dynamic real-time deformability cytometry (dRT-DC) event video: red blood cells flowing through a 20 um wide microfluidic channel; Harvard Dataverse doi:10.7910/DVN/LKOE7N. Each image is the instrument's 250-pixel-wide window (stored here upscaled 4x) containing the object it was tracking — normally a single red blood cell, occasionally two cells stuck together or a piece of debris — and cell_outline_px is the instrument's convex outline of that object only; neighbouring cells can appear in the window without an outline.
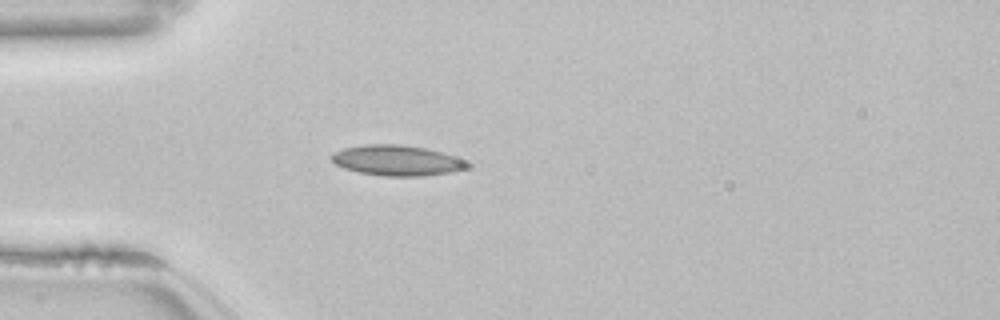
{"species": "common noctule bat (a hibernating species)", "species_latin": "Nyctalus noctula", "temperature_condition": "room temperature", "stored_images_in_passage": 37, "camera_frame_rate_fps": 3000, "um_per_image_px": 0.085, "animal": {"sex": "female", "body_mass_g": 22.7, "forearm_length_mm": 54.2}, "frame": {"image": 1, "passage_image": 1, "time_ms": 0.0, "image_size_px": [1000, 320], "cell_outline_px": [[472, 164], [464, 168], [452, 172], [424, 176], [384, 176], [360, 172], [344, 168], [336, 164], [328, 156], [344, 148], [364, 144], [404, 144], [428, 148], [468, 156]], "centroid_in_image_um": [33.91, 13.61], "position_along_channel_um": 51.1, "area_um2": 24.91}}
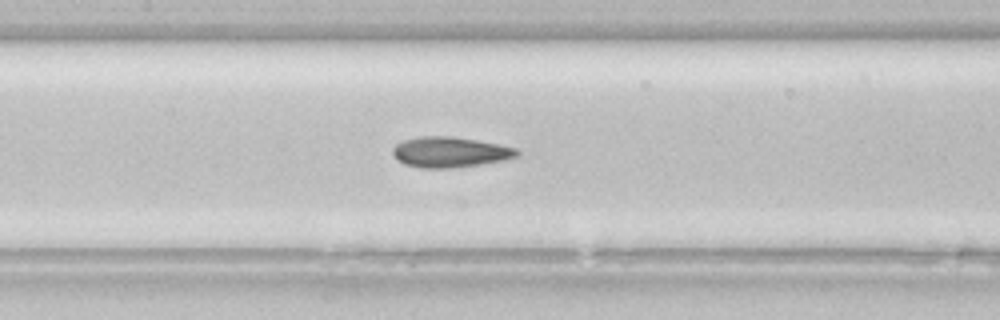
{"frame": {"image": 2, "passage_image": 11, "time_ms": 3.333, "image_size_px": [1000, 320], "cell_outline_px": [[520, 152], [516, 156], [504, 160], [480, 164], [448, 168], [420, 168], [404, 164], [396, 160], [392, 156], [392, 148], [396, 144], [404, 140], [420, 136], [452, 136], [500, 144], [516, 148]], "centroid_in_image_um": [38.2, 12.93], "position_along_channel_um": 169.2, "area_um2": 22.14}, "authors_computed_cell_mechanics": {"area_um2": 20.2878, "velocity_mm_per_s": 3.8507, "shape_relaxation_time_tau1_ms": 9.7186, "shape_relaxation_time_tau2_ms": 3.7457, "deformation_change_tau1": 0.1739, "deformation_change_tau2": 0.0955}}